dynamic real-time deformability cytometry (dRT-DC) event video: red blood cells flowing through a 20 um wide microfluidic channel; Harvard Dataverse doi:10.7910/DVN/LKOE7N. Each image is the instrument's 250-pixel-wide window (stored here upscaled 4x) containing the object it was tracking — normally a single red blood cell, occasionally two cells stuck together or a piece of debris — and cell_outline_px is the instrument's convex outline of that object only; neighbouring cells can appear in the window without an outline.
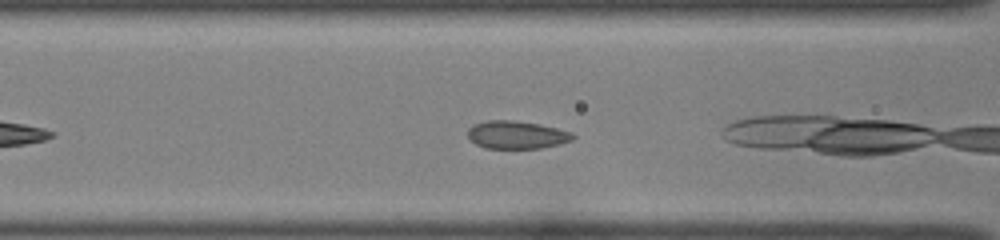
{"species": "common noctule bat (a hibernating species)", "species_latin": "Nyctalus noctula", "temperature_condition": "room temperature", "stored_images_in_passage": 14, "camera_frame_rate_fps": 3000, "um_per_image_px": 0.085, "animal": {"sex": "female", "body_mass_g": 22.0, "forearm_length_mm": 56.7}, "frame": {"image": 1, "passage_image": 10, "time_ms": 3.0, "image_size_px": [1000, 240], "cell_outline_px": [[576, 136], [572, 140], [560, 144], [540, 148], [484, 148], [476, 144], [468, 136], [468, 128], [472, 124], [488, 120], [512, 120], [540, 124], [572, 132]], "centroid_in_image_um": [43.91, 11.45], "position_along_channel_um": 122.7, "area_um2": 17.11}}